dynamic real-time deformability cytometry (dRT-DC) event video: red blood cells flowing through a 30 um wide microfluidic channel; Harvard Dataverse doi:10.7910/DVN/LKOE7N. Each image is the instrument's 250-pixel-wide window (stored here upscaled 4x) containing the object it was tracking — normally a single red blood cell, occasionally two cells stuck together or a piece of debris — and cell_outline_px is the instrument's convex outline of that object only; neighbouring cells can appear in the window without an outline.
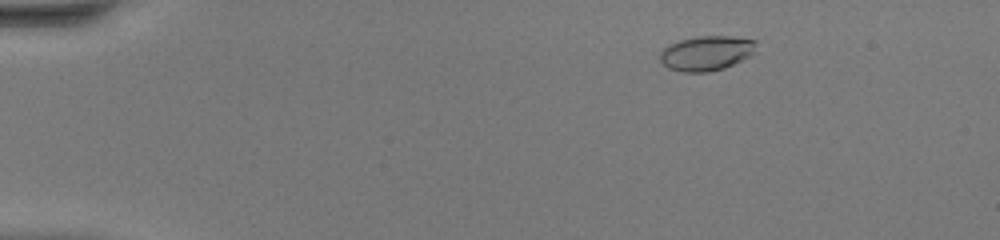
{"species": "common noctule bat (a hibernating species)", "species_latin": "Nyctalus noctula", "temperature_condition": "warm", "stored_images_in_passage": 47, "camera_frame_rate_fps": 3000, "um_per_image_px": 0.085, "animal": {"sex": "female", "body_mass_g": 20.0, "forearm_length_mm": 54.0}, "frame": {"image": 1, "passage_image": 7, "time_ms": 2.0, "image_size_px": [1000, 240], "cell_outline_px": [[756, 44], [752, 56], [724, 68], [708, 72], [684, 72], [668, 68], [660, 60], [660, 52], [668, 44], [680, 40], [696, 36], [732, 36], [756, 40]], "centroid_in_image_um": [60.05, 4.51], "position_along_channel_um": 24.9, "area_um2": 19.59}}
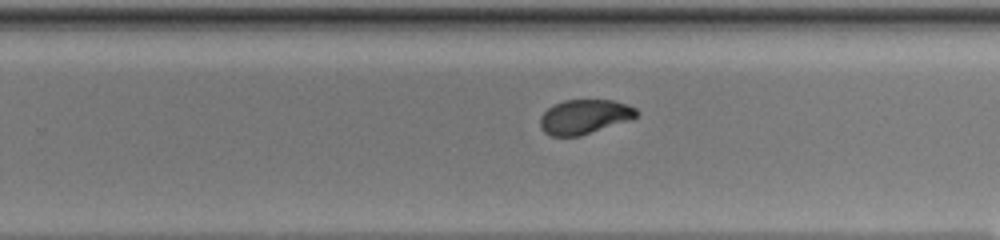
{"frame": {"image": 2, "passage_image": 31, "time_ms": 10.0, "image_size_px": [1000, 240], "cell_outline_px": [[640, 112], [632, 120], [580, 136], [552, 136], [544, 132], [540, 128], [540, 116], [552, 104], [564, 100], [612, 100], [628, 104], [636, 108]], "centroid_in_image_um": [49.69, 9.92], "position_along_channel_um": 280.1, "area_um2": 19.65}}
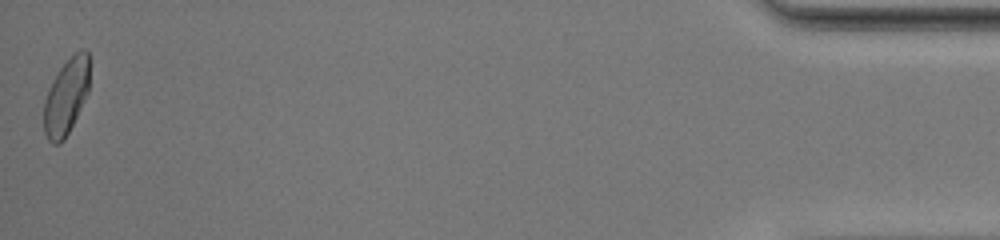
{"frame": {"image": 3, "passage_image": 47, "time_ms": 15.333, "image_size_px": [1000, 240], "cell_outline_px": [[88, 92], [64, 140], [60, 144], [52, 144], [48, 140], [44, 132], [44, 100], [48, 88], [52, 80], [60, 68], [76, 52], [84, 48], [88, 52]], "centroid_in_image_um": [5.6, 8.24], "position_along_channel_um": 429.6, "area_um2": 19.88}, "authors_computed_cell_mechanics": {"area_um2": 19.8254, "velocity_mm_per_s": 4.415, "shape_relaxation_time_tau1_ms": 6.4631, "shape_relaxation_time_tau2_ms": 0.6859, "deformation_change_tau1": 0.2083, "deformation_change_tau2": 0.0411}}